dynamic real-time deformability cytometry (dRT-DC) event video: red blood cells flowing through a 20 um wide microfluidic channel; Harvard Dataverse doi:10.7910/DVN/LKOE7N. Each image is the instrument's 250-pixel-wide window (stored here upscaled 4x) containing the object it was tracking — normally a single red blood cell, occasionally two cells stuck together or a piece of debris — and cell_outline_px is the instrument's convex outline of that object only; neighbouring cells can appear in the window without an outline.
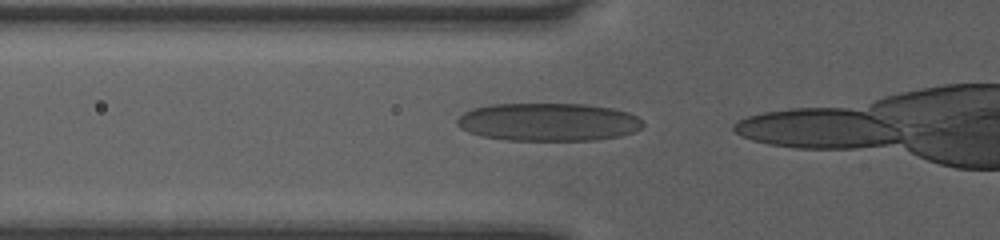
{"species": "human", "species_latin": "Homo sapiens", "temperature_condition": "room temperature", "stored_images_in_passage": 5, "camera_frame_rate_fps": 3000, "um_per_image_px": 0.085, "donor": {"sex": "female"}, "frame": {"image": 1, "passage_image": 2, "time_ms": 0.333, "image_size_px": [1000, 240], "cell_outline_px": [[644, 124], [640, 128], [632, 132], [620, 136], [596, 140], [508, 140], [480, 136], [468, 132], [460, 128], [456, 124], [456, 120], [464, 112], [472, 108], [492, 104], [584, 104], [612, 108], [628, 112], [636, 116]], "centroid_in_image_um": [46.57, 10.37], "position_along_channel_um": 79.2, "area_um2": 41.21}}